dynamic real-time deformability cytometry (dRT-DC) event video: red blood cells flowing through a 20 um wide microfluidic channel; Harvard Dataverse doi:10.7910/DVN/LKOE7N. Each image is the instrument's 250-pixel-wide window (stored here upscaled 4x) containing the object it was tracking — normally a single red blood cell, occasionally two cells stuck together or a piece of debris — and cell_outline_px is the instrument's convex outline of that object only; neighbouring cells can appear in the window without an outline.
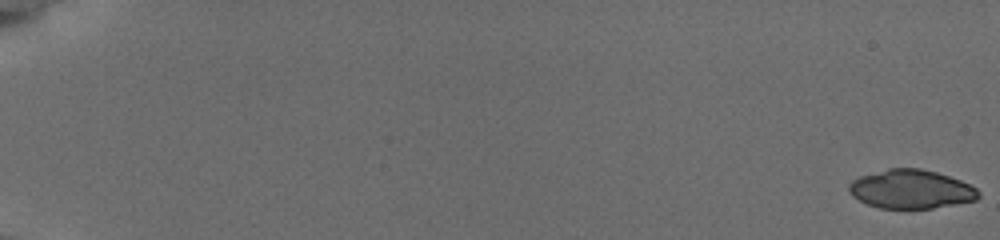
{"species": "common noctule bat (a hibernating species)", "species_latin": "Nyctalus noctula", "temperature_condition": "cold", "stored_images_in_passage": 25, "camera_frame_rate_fps": 3000, "um_per_image_px": 0.085, "animal": {"sex": "female", "body_mass_g": 19.5, "forearm_length_mm": 54.1}, "frame": {"image": 1, "passage_image": 1, "time_ms": 0.0, "image_size_px": [1000, 240], "cell_outline_px": [[980, 196], [976, 200], [932, 208], [880, 208], [868, 204], [852, 196], [848, 192], [848, 184], [852, 180], [860, 176], [888, 168], [920, 168], [936, 172], [960, 180], [976, 188], [980, 192]], "centroid_in_image_um": [77.42, 16.07], "position_along_channel_um": 7.6, "area_um2": 29.19}}
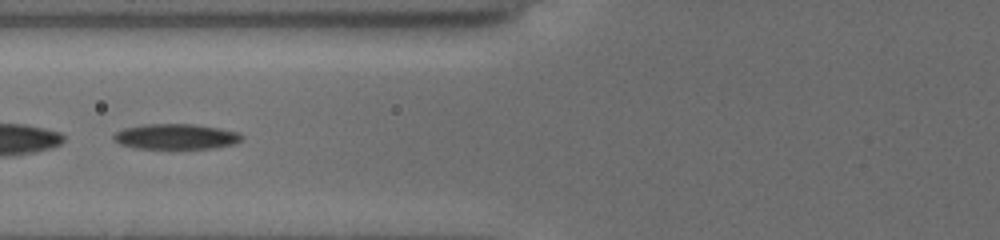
{"frame": {"image": 2, "passage_image": 24, "time_ms": 8.333, "image_size_px": [1000, 240], "cell_outline_px": [[244, 136], [236, 144], [212, 148], [136, 148], [120, 144], [112, 140], [112, 136], [116, 132], [124, 128], [144, 124], [192, 124], [220, 128], [236, 132]], "centroid_in_image_um": [14.93, 11.6], "position_along_channel_um": 110.9, "area_um2": 18.9}}